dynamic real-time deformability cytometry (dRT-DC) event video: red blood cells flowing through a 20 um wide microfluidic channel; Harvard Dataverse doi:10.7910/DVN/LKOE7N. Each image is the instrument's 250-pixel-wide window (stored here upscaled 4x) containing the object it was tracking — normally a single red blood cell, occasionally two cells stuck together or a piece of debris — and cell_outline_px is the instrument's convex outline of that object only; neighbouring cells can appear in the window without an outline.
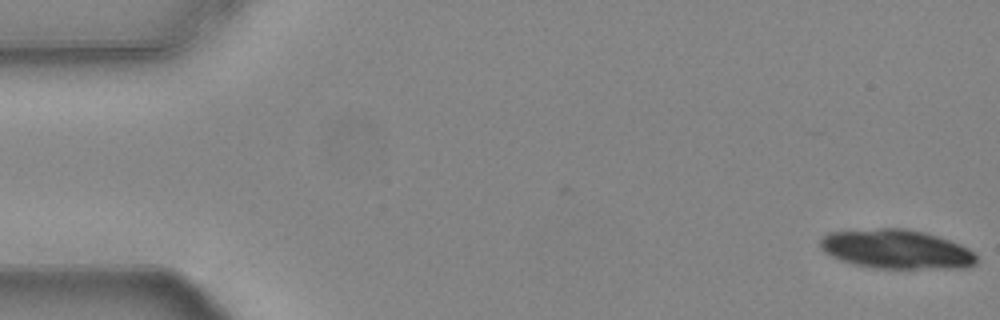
{"species": "common noctule bat (a hibernating species)", "species_latin": "Nyctalus noctula", "temperature_condition": "warm", "stored_images_in_passage": 9, "camera_frame_rate_fps": 3000, "um_per_image_px": 0.085, "animal": {"sex": "female", "body_mass_g": 24.6, "forearm_length_mm": 56.2}, "frame": {"image": 1, "passage_image": 1, "time_ms": 0.0, "image_size_px": [1000, 320], "cell_outline_px": [[976, 264], [968, 268], [876, 268], [856, 264], [840, 260], [824, 252], [820, 248], [820, 236], [828, 232], [880, 228], [908, 228], [924, 232], [960, 244], [968, 248], [976, 256]], "centroid_in_image_um": [76.17, 21.17], "position_along_channel_um": 8.8, "area_um2": 35.72}}